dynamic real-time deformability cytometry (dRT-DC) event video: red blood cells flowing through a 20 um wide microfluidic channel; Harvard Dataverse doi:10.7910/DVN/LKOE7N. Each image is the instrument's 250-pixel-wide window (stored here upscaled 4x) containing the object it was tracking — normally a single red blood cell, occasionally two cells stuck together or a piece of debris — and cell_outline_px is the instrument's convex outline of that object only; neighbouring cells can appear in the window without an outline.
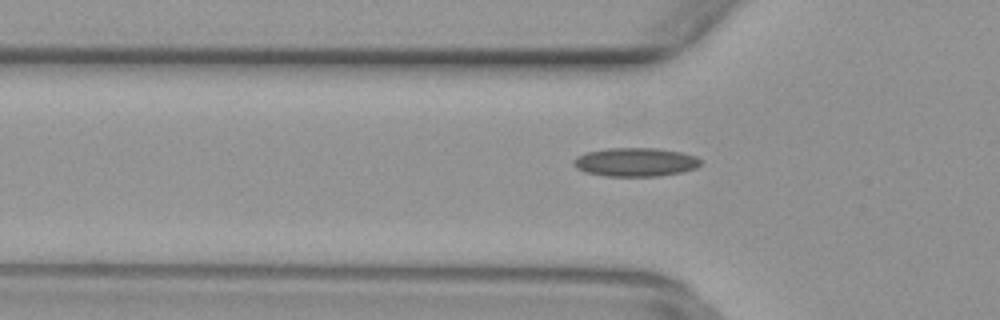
{"species": "common noctule bat (a hibernating species)", "species_latin": "Nyctalus noctula", "temperature_condition": "warm", "stored_images_in_passage": 32, "camera_frame_rate_fps": 3000, "um_per_image_px": 0.085, "animal": {"sex": "female", "body_mass_g": 29.2, "forearm_length_mm": 56.3}, "frame": {"image": 1, "passage_image": 2, "time_ms": 0.333, "image_size_px": [1000, 320], "cell_outline_px": [[704, 160], [696, 168], [680, 172], [660, 176], [604, 176], [584, 172], [576, 168], [572, 164], [572, 160], [576, 156], [588, 152], [608, 148], [656, 148], [680, 152], [696, 156]], "centroid_in_image_um": [54.0, 13.78], "position_along_channel_um": 71.8, "area_um2": 21.39}}
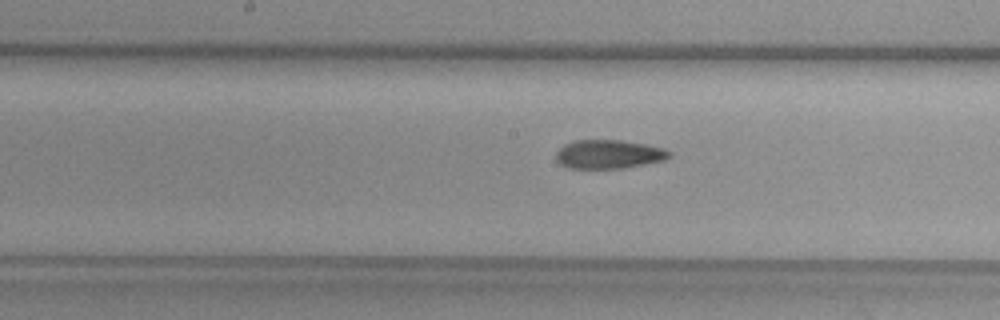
{"frame": {"image": 2, "passage_image": 11, "time_ms": 3.333, "image_size_px": [1000, 320], "cell_outline_px": [[672, 156], [664, 160], [624, 168], [568, 168], [560, 164], [556, 160], [556, 152], [564, 144], [576, 140], [620, 140], [644, 144], [664, 148], [672, 152]], "centroid_in_image_um": [51.75, 13.11], "position_along_channel_um": 196.5, "area_um2": 19.02}}
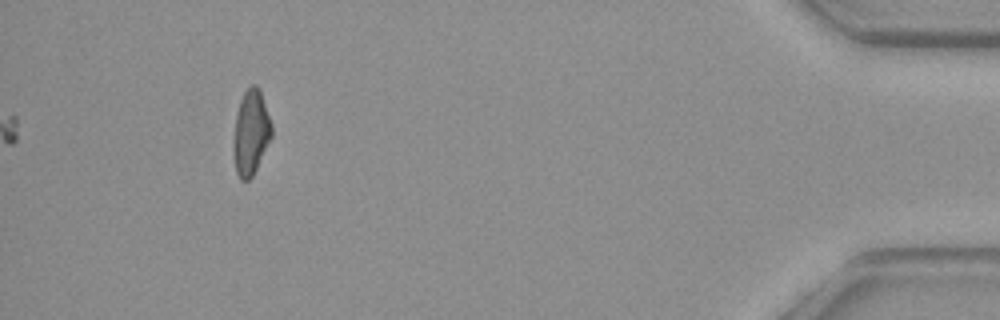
{"frame": {"image": 3, "passage_image": 32, "time_ms": 10.333, "image_size_px": [1000, 320], "cell_outline_px": [[272, 136], [252, 176], [248, 180], [240, 180], [236, 172], [232, 152], [232, 144], [236, 112], [240, 100], [244, 92], [252, 84], [256, 84], [260, 88], [272, 124]], "centroid_in_image_um": [21.3, 11.25], "position_along_channel_um": 413.9, "area_um2": 19.13}}